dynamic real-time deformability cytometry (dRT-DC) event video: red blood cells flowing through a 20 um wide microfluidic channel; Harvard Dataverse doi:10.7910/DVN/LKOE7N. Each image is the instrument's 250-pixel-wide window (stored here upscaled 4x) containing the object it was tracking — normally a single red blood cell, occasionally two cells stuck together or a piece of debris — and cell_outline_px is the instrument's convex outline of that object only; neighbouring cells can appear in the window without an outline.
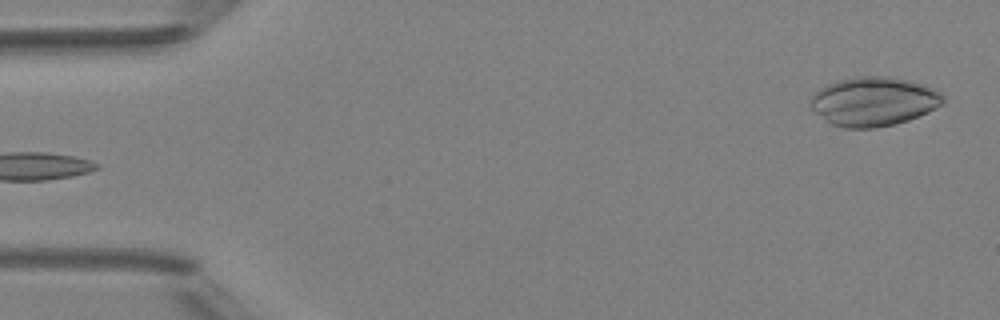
{"species": "Egyptian fruit bat (a non-hibernating species)", "species_latin": "Rousettus aegyptiacus", "temperature_condition": "room temperature", "stored_images_in_passage": 5, "camera_frame_rate_fps": 3000, "um_per_image_px": 0.085, "animal": {"sex": "female"}, "frame": {"image": 1, "passage_image": 5, "time_ms": 5.333, "image_size_px": [1000, 320], "cell_outline_px": [[944, 104], [928, 112], [908, 120], [896, 124], [876, 128], [844, 128], [832, 124], [816, 112], [808, 104], [808, 100], [820, 88], [828, 84], [840, 80], [856, 76], [888, 76], [908, 80], [936, 88], [944, 96]], "centroid_in_image_um": [74.29, 8.62], "position_along_channel_um": 10.7, "area_um2": 38.03}}